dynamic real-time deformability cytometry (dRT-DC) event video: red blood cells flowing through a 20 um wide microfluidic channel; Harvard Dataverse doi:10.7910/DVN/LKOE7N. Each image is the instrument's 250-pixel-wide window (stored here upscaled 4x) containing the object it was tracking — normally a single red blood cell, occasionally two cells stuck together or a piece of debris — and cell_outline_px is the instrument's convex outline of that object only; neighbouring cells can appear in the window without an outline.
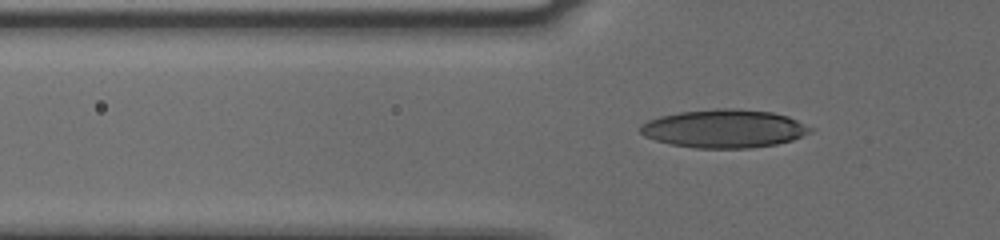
{"species": "human", "species_latin": "Homo sapiens", "temperature_condition": "cold", "stored_images_in_passage": 4, "camera_frame_rate_fps": 3000, "um_per_image_px": 0.085, "donor": {"sex": "male"}, "frame": {"image": 1, "passage_image": 2, "time_ms": 0.333, "image_size_px": [1000, 240], "cell_outline_px": [[812, 132], [792, 140], [776, 144], [752, 148], [696, 148], [672, 144], [656, 140], [644, 136], [640, 132], [640, 124], [648, 120], [660, 116], [680, 112], [716, 108], [732, 108], [772, 112], [788, 116], [812, 128]], "centroid_in_image_um": [61.54, 10.93], "position_along_channel_um": 64.3, "area_um2": 37.86}}
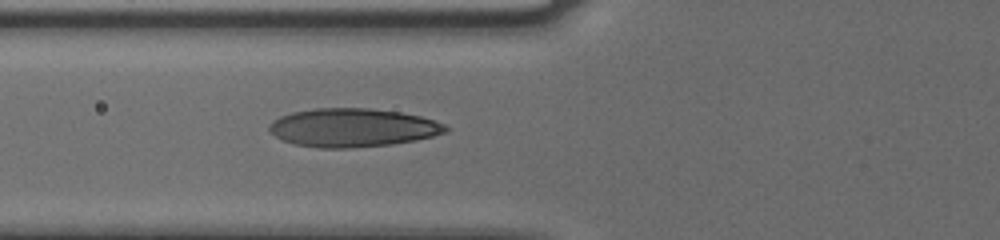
{"frame": {"image": 2, "passage_image": 4, "time_ms": 1.0, "image_size_px": [1000, 240], "cell_outline_px": [[448, 128], [444, 132], [432, 136], [416, 140], [388, 144], [348, 148], [320, 148], [296, 144], [284, 140], [276, 136], [268, 128], [272, 120], [280, 116], [292, 112], [316, 108], [368, 108], [400, 112], [420, 116], [444, 124]], "centroid_in_image_um": [29.95, 10.84], "position_along_channel_um": 95.9, "area_um2": 39.13}}